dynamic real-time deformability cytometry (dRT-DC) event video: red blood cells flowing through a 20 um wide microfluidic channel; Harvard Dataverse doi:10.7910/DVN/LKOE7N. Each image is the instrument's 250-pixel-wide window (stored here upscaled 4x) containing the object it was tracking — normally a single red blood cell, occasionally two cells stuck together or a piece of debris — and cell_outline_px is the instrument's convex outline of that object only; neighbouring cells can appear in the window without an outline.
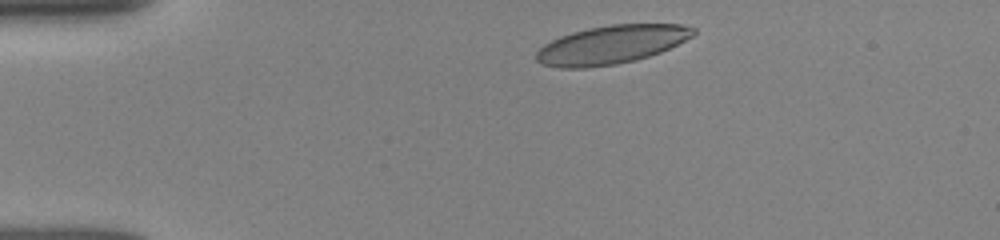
{"species": "human", "species_latin": "Homo sapiens", "temperature_condition": "room temperature", "stored_images_in_passage": 42, "camera_frame_rate_fps": 3000, "um_per_image_px": 0.085, "donor": {"sex": "female"}, "frame": {"image": 1, "passage_image": 1, "time_ms": 0.0, "image_size_px": [1000, 240], "cell_outline_px": [[696, 32], [692, 36], [660, 52], [648, 56], [616, 64], [584, 68], [560, 68], [544, 64], [536, 60], [536, 52], [544, 44], [560, 36], [572, 32], [588, 28], [612, 24], [680, 24], [696, 28]], "centroid_in_image_um": [51.95, 3.79], "position_along_channel_um": 33.1, "area_um2": 34.85}}
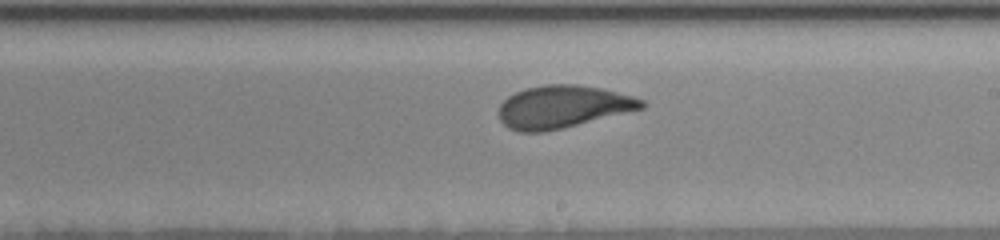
{"frame": {"image": 2, "passage_image": 21, "time_ms": 6.667, "image_size_px": [1000, 240], "cell_outline_px": [[644, 108], [544, 132], [520, 132], [508, 128], [500, 120], [500, 104], [508, 96], [524, 88], [544, 84], [576, 84], [604, 88], [632, 96], [644, 100]], "centroid_in_image_um": [47.82, 9.06], "position_along_channel_um": 241.2, "area_um2": 35.26}}
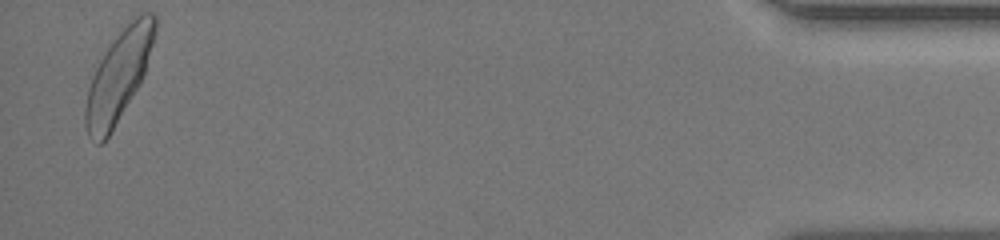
{"frame": {"image": 3, "passage_image": 41, "time_ms": 13.333, "image_size_px": [1000, 240], "cell_outline_px": [[156, 28], [152, 44], [144, 72], [136, 88], [108, 136], [100, 144], [96, 144], [88, 136], [84, 124], [84, 108], [88, 88], [92, 76], [100, 60], [116, 36], [140, 12], [152, 12], [156, 16]], "centroid_in_image_um": [10.04, 6.46], "position_along_channel_um": 425.2, "area_um2": 35.49}, "authors_computed_cell_mechanics": {"area_um2": 35.4892, "velocity_mm_per_s": 3.9219, "shape_relaxation_time_tau1_ms": 3.5218, "shape_relaxation_time_tau2_ms": 0.9878, "deformation_change_tau1": 0.1475, "deformation_change_tau2": 0.0721}}